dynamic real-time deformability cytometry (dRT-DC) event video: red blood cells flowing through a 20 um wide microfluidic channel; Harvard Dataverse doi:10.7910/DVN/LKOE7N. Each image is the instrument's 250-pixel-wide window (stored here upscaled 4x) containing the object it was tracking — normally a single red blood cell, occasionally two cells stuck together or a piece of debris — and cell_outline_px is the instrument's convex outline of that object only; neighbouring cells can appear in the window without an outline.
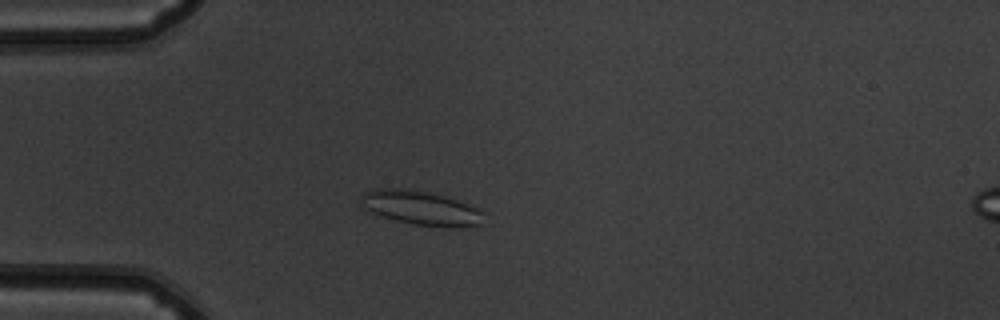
{"species": "common noctule bat (a hibernating species)", "species_latin": "Nyctalus noctula", "temperature_condition": "warm", "stored_images_in_passage": 39, "camera_frame_rate_fps": 3000, "um_per_image_px": 0.085, "animal": {"sex": "male", "body_mass_g": 19.5, "forearm_length_mm": 54.6}, "frame": {"image": 1, "passage_image": 1, "time_ms": 0.0, "image_size_px": [1000, 320], "cell_outline_px": [[484, 224], [412, 224], [380, 216], [364, 208], [364, 192], [376, 188], [400, 188], [436, 192], [468, 204], [484, 212]], "centroid_in_image_um": [35.75, 17.61], "position_along_channel_um": 49.2, "area_um2": 23.58}}
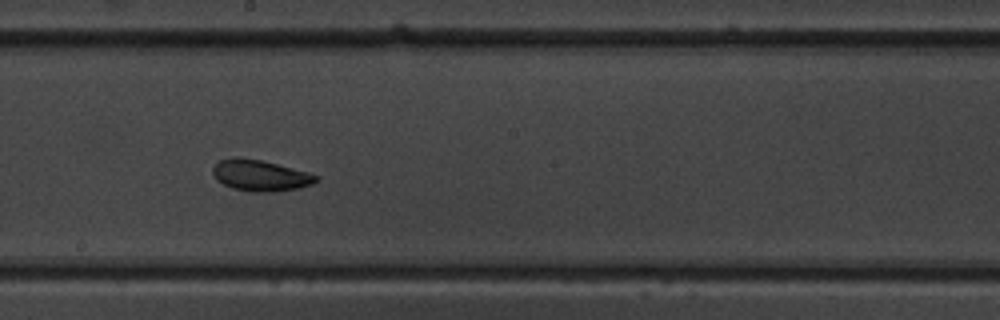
{"frame": {"image": 2, "passage_image": 16, "time_ms": 5.0, "image_size_px": [1000, 320], "cell_outline_px": [[320, 180], [312, 184], [300, 188], [276, 192], [252, 192], [232, 188], [216, 180], [212, 172], [212, 168], [220, 160], [260, 160], [308, 172], [320, 176]], "centroid_in_image_um": [22.2, 14.97], "position_along_channel_um": 226.0, "area_um2": 18.32}}
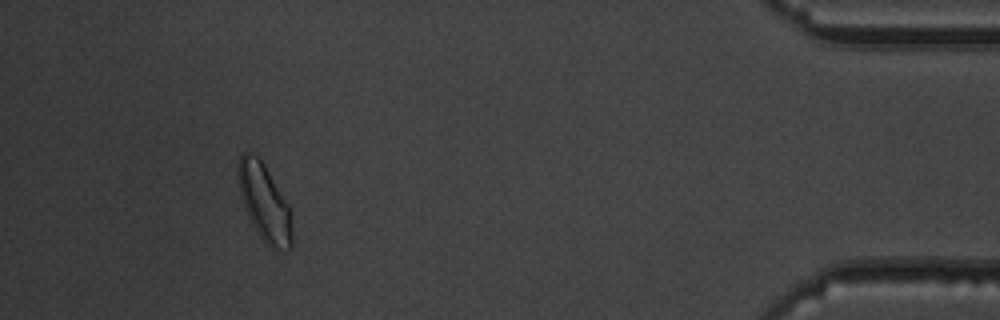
{"frame": {"image": 3, "passage_image": 35, "time_ms": 11.333, "image_size_px": [1000, 320], "cell_outline_px": [[292, 248], [272, 248], [264, 244], [248, 216], [240, 192], [236, 176], [236, 168], [240, 156], [244, 152], [252, 152], [264, 164], [288, 204], [292, 228]], "centroid_in_image_um": [22.45, 17.2], "position_along_channel_um": 412.7, "area_um2": 23.99}, "authors_computed_cell_mechanics": {"area_um2": 19.074, "velocity_mm_per_s": 3.8547, "shape_relaxation_time_tau1_ms": 7.0319, "shape_relaxation_time_tau2_ms": 2.1149, "deformation_change_tau1": 0.1207, "deformation_change_tau2": 0.0762}}